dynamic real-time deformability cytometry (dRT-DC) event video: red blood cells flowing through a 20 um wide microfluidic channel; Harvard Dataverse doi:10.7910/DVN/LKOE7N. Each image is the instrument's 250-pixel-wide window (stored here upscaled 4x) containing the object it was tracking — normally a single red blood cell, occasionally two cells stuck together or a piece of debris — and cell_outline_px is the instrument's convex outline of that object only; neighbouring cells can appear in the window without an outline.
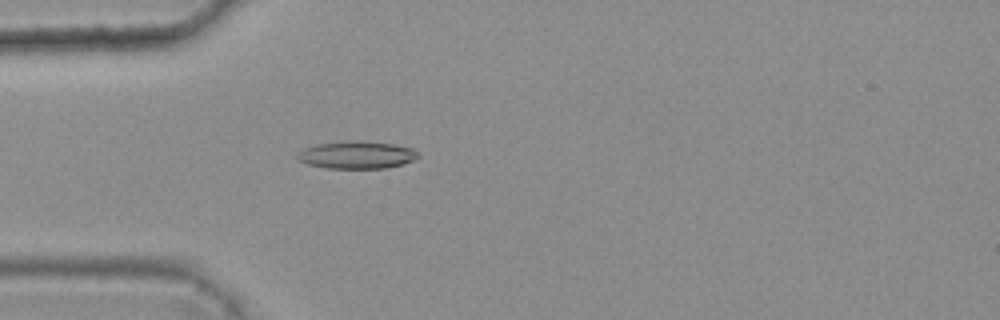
{"species": "common noctule bat (a hibernating species)", "species_latin": "Nyctalus noctula", "temperature_condition": "warm", "stored_images_in_passage": 4, "camera_frame_rate_fps": 3000, "um_per_image_px": 0.085, "animal": {"sex": "female", "body_mass_g": 25.1}, "frame": {"image": 1, "passage_image": 4, "time_ms": 1.0, "image_size_px": [1000, 320], "cell_outline_px": [[420, 156], [412, 160], [400, 164], [384, 168], [328, 168], [308, 164], [296, 160], [296, 152], [304, 148], [316, 144], [352, 140], [356, 140], [392, 144], [412, 148]], "centroid_in_image_um": [30.24, 13.16], "position_along_channel_um": 54.8, "area_um2": 19.25}}